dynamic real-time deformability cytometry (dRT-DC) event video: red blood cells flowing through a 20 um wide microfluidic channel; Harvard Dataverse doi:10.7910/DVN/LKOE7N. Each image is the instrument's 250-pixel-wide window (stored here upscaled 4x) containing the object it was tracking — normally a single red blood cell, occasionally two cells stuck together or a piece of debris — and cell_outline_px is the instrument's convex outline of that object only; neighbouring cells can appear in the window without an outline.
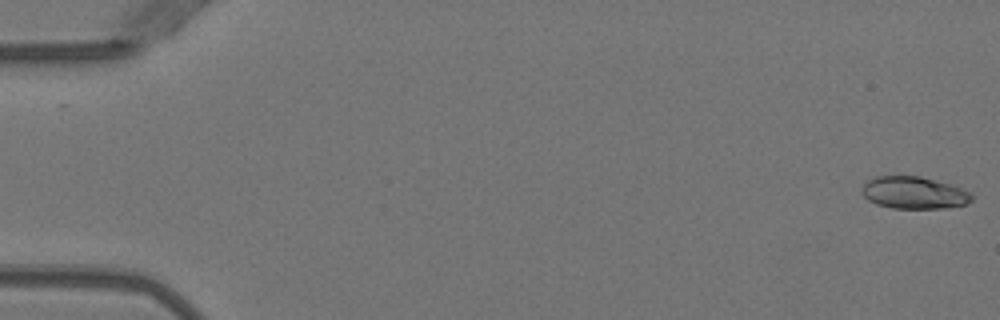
{"species": "Egyptian fruit bat (a non-hibernating species)", "species_latin": "Rousettus aegyptiacus", "temperature_condition": "warm", "stored_images_in_passage": 51, "camera_frame_rate_fps": 3000, "um_per_image_px": 0.085, "animal": {"sex": "female"}, "frame": {"image": 1, "passage_image": 1, "time_ms": 0.0, "image_size_px": [1000, 320], "cell_outline_px": [[972, 200], [968, 204], [948, 208], [892, 208], [876, 204], [868, 200], [860, 192], [860, 188], [872, 176], [920, 176], [948, 184], [972, 192]], "centroid_in_image_um": [77.66, 16.39], "position_along_channel_um": 7.3, "area_um2": 20.75}}
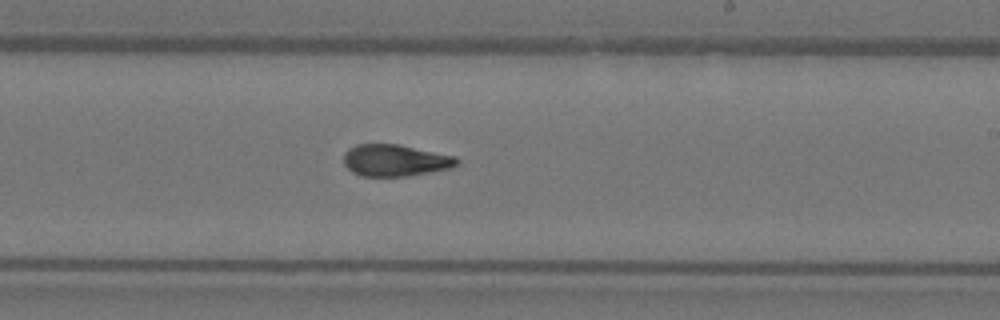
{"frame": {"image": 2, "passage_image": 31, "time_ms": 10.0, "image_size_px": [1000, 320], "cell_outline_px": [[460, 164], [448, 168], [408, 176], [360, 176], [352, 172], [344, 164], [344, 152], [348, 148], [356, 144], [396, 144], [456, 156], [460, 160]], "centroid_in_image_um": [33.57, 13.63], "position_along_channel_um": 255.4, "area_um2": 20.92}}
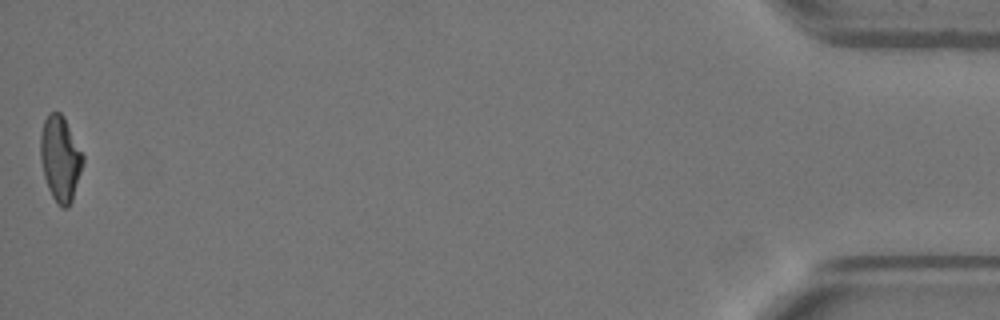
{"frame": {"image": 3, "passage_image": 51, "time_ms": 16.667, "image_size_px": [1000, 320], "cell_outline_px": [[84, 160], [72, 200], [68, 208], [60, 208], [56, 204], [48, 188], [44, 176], [40, 160], [40, 132], [44, 120], [52, 112], [60, 112], [64, 116], [84, 156]], "centroid_in_image_um": [5.11, 13.49], "position_along_channel_um": 430.1, "area_um2": 21.15}, "authors_computed_cell_mechanics": {"area_um2": 21.097, "velocity_mm_per_s": 4.0104, "shape_relaxation_time_tau1_ms": 9.9104, "shape_relaxation_time_tau2_ms": 2.0925, "deformation_change_tau1": 0.3018, "deformation_change_tau2": 0.0935}}